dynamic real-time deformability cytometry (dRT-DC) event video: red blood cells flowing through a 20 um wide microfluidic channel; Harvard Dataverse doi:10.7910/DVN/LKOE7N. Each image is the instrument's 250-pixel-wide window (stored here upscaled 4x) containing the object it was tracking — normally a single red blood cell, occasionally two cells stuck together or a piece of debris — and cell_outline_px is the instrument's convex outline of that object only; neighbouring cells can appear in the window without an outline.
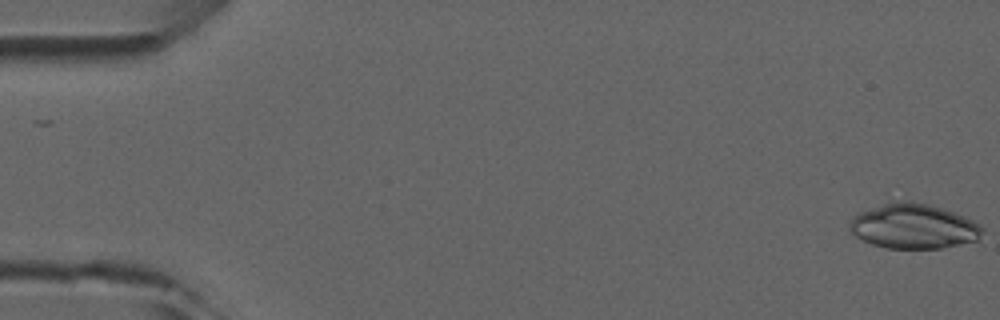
{"species": "common noctule bat (a hibernating species)", "species_latin": "Nyctalus noctula", "temperature_condition": "room temperature", "stored_images_in_passage": 5, "camera_frame_rate_fps": 3000, "um_per_image_px": 0.085, "animal": {"sex": "male", "forearm_length_mm": 52.5}, "frame": {"image": 1, "passage_image": 1, "time_ms": 0.0, "image_size_px": [1000, 320], "cell_outline_px": [[984, 232], [976, 240], [940, 248], [888, 248], [872, 244], [856, 236], [848, 228], [848, 224], [852, 216], [856, 212], [884, 204], [904, 200], [912, 200], [928, 204], [964, 216], [980, 224], [984, 228]], "centroid_in_image_um": [77.62, 19.22], "position_along_channel_um": 7.4, "area_um2": 34.56}}